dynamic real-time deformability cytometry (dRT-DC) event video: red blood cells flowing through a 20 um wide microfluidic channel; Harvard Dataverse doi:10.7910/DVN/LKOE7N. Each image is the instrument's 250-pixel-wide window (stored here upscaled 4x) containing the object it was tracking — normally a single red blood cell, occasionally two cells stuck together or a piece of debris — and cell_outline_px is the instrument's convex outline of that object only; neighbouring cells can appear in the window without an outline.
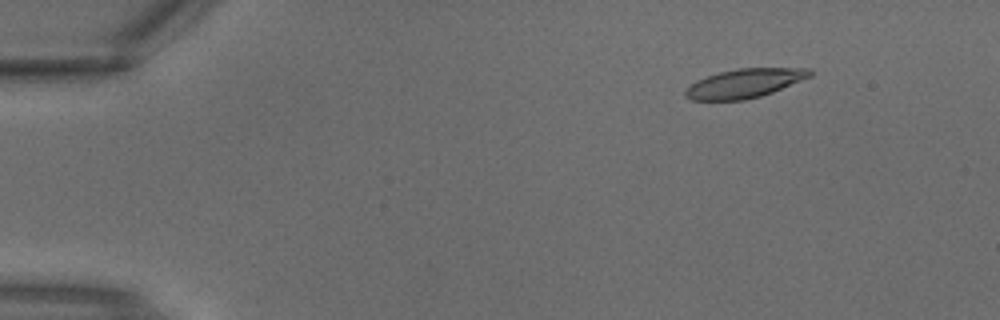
{"species": "common noctule bat (a hibernating species)", "species_latin": "Nyctalus noctula", "temperature_condition": "warm", "stored_images_in_passage": 3, "camera_frame_rate_fps": 3000, "um_per_image_px": 0.085, "animal": {"sex": "male", "body_mass_g": 18.8}, "frame": {"image": 1, "passage_image": 2, "time_ms": 0.333, "image_size_px": [1000, 320], "cell_outline_px": [[812, 76], [772, 92], [760, 96], [744, 100], [692, 100], [684, 96], [684, 92], [696, 80], [720, 72], [740, 68], [812, 68]], "centroid_in_image_um": [63.31, 7.08], "position_along_channel_um": 21.7, "area_um2": 20.87}}
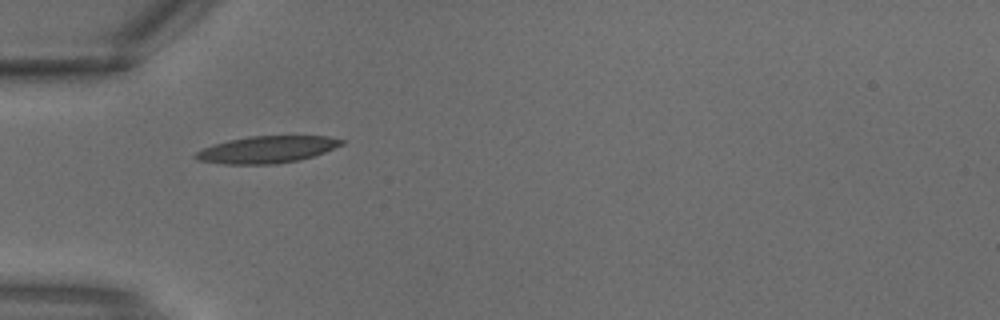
{"frame": {"image": 2, "passage_image": 3, "time_ms": 0.667, "image_size_px": [1000, 320], "cell_outline_px": [[348, 140], [344, 144], [324, 152], [300, 160], [276, 164], [224, 164], [196, 160], [192, 156], [196, 152], [204, 148], [228, 140], [248, 136], [328, 136]], "centroid_in_image_um": [22.71, 12.71], "position_along_channel_um": 62.3, "area_um2": 23.0}}